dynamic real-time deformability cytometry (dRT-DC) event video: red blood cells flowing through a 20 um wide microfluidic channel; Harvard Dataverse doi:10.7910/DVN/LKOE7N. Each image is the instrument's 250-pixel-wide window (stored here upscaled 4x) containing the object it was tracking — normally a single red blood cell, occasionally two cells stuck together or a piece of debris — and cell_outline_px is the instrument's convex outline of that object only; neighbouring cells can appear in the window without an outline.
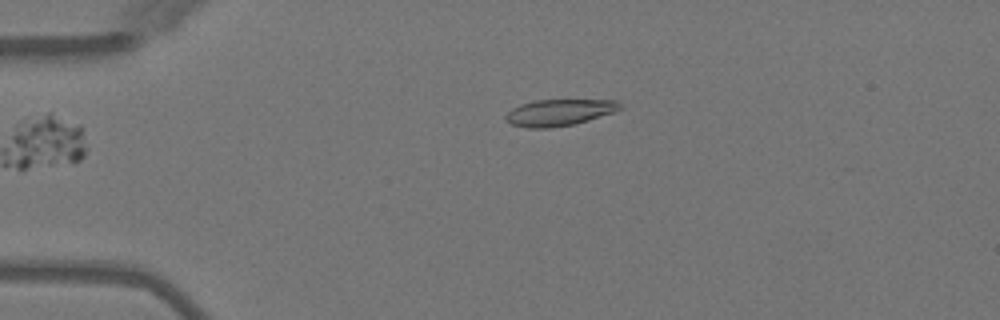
{"species": "Egyptian fruit bat (a non-hibernating species)", "species_latin": "Rousettus aegyptiacus", "temperature_condition": "warm", "stored_images_in_passage": 2, "camera_frame_rate_fps": 3000, "um_per_image_px": 0.085, "animal": {"sex": "female"}, "frame": {"image": 1, "passage_image": 2, "time_ms": 1.333, "image_size_px": [1000, 320], "cell_outline_px": [[624, 108], [616, 112], [576, 124], [552, 128], [528, 128], [512, 124], [504, 120], [504, 116], [512, 108], [520, 104], [536, 100], [616, 100]], "centroid_in_image_um": [47.55, 9.57], "position_along_channel_um": 37.4, "area_um2": 17.92}}